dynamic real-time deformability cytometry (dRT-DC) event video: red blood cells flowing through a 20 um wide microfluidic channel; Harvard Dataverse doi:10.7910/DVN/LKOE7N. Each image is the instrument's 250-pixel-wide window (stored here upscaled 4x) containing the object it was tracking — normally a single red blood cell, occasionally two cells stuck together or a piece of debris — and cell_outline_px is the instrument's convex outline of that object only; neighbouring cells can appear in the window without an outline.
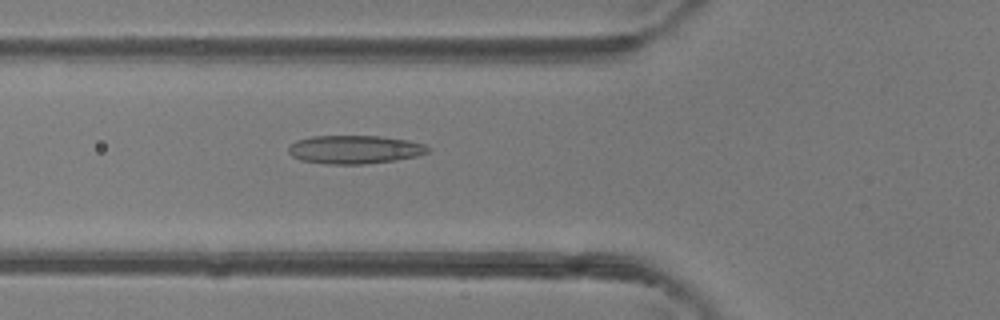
{"species": "common noctule bat (a hibernating species)", "species_latin": "Nyctalus noctula", "temperature_condition": "room temperature", "stored_images_in_passage": 36, "camera_frame_rate_fps": 3000, "um_per_image_px": 0.085, "animal": {"sex": "female"}, "frame": {"image": 1, "passage_image": 6, "time_ms": 1.667, "image_size_px": [1000, 320], "cell_outline_px": [[428, 152], [416, 156], [396, 160], [364, 164], [324, 164], [300, 160], [292, 156], [288, 152], [288, 148], [296, 140], [312, 136], [380, 136], [408, 140], [424, 144], [428, 148]], "centroid_in_image_um": [30.12, 12.71], "position_along_channel_um": 95.7, "area_um2": 23.06}}
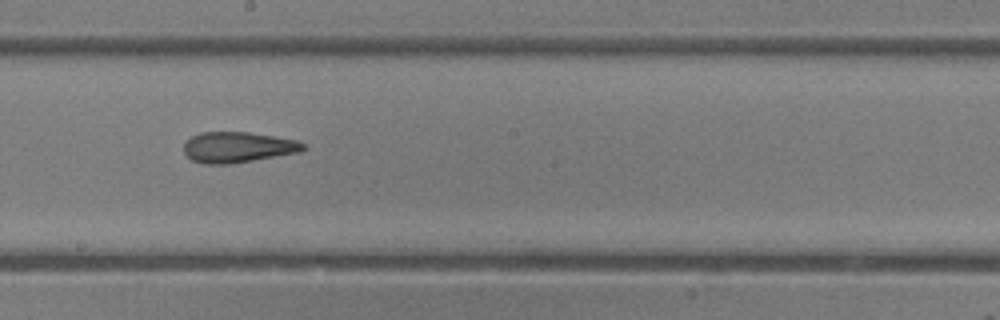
{"frame": {"image": 2, "passage_image": 15, "time_ms": 4.667, "image_size_px": [1000, 320], "cell_outline_px": [[308, 148], [300, 152], [232, 164], [204, 164], [192, 160], [184, 152], [184, 144], [192, 136], [200, 132], [248, 132], [296, 140], [304, 144]], "centroid_in_image_um": [20.22, 12.52], "position_along_channel_um": 228.0, "area_um2": 21.33}}
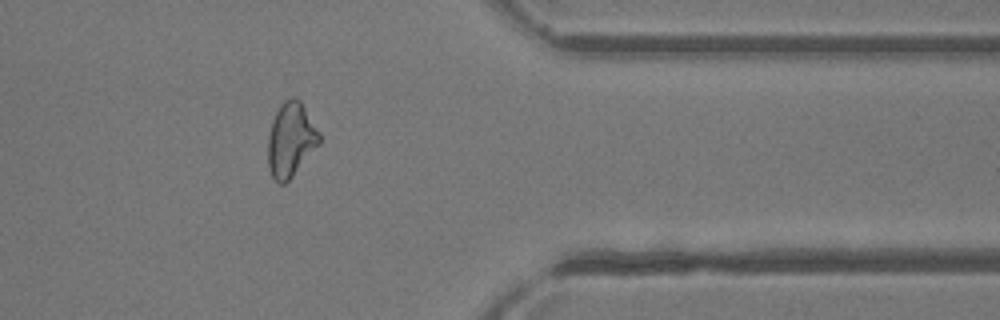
{"frame": {"image": 3, "passage_image": 27, "time_ms": 8.667, "image_size_px": [1000, 320], "cell_outline_px": [[320, 144], [292, 176], [284, 184], [280, 184], [272, 176], [268, 168], [268, 136], [272, 120], [280, 104], [284, 100], [292, 96], [296, 96], [300, 100], [320, 132]], "centroid_in_image_um": [24.72, 11.85], "position_along_channel_um": 386.7, "area_um2": 22.31}, "authors_computed_cell_mechanics": {"area_um2": 22.0218, "velocity_mm_per_s": 4.3943, "shape_relaxation_time_tau1_ms": null, "shape_relaxation_time_tau2_ms": 2.5425, "deformation_change_tau1": null, "deformation_change_tau2": 0.1061}}